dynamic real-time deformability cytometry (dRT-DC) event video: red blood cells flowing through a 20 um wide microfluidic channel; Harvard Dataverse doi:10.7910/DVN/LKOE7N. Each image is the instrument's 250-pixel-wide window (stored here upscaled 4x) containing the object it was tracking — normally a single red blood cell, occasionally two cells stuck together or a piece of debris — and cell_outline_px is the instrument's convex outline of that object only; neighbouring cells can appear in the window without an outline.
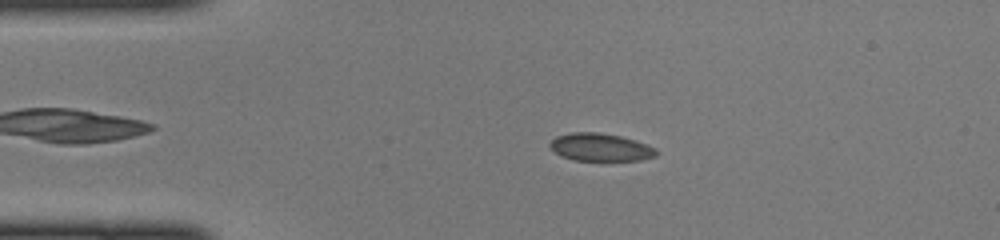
{"species": "common noctule bat (a hibernating species)", "species_latin": "Nyctalus noctula", "temperature_condition": "cold", "stored_images_in_passage": 41, "camera_frame_rate_fps": 3000, "um_per_image_px": 0.085, "animal": {"sex": "female", "body_mass_g": 22.0, "forearm_length_mm": 56.7}, "frame": {"image": 1, "passage_image": 4, "time_ms": 1.0, "image_size_px": [1000, 240], "cell_outline_px": [[660, 152], [656, 156], [640, 160], [572, 160], [556, 152], [548, 144], [556, 136], [572, 132], [596, 132], [620, 136], [636, 140], [648, 144], [656, 148]], "centroid_in_image_um": [51.09, 12.51], "position_along_channel_um": 33.9, "area_um2": 17.17}}
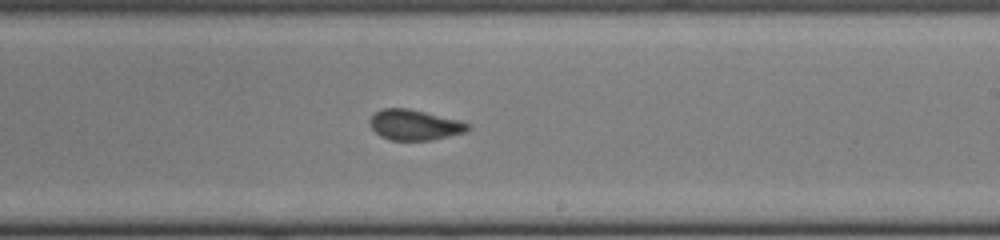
{"frame": {"image": 2, "passage_image": 22, "time_ms": 7.0, "image_size_px": [1000, 240], "cell_outline_px": [[472, 128], [464, 132], [432, 140], [392, 140], [380, 136], [368, 124], [368, 120], [376, 112], [384, 108], [408, 108], [460, 120], [472, 124]], "centroid_in_image_um": [35.25, 10.61], "position_along_channel_um": 253.7, "area_um2": 17.46}}
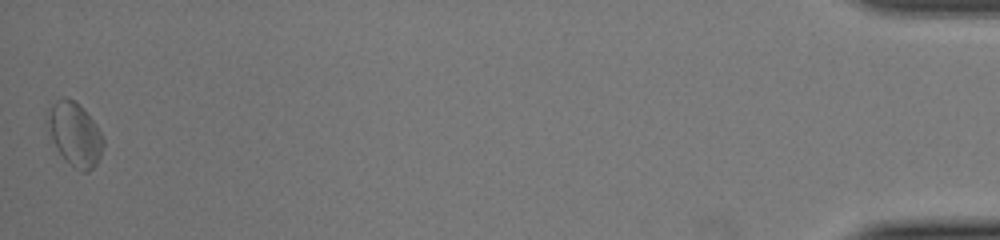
{"frame": {"image": 3, "passage_image": 41, "time_ms": 13.333, "image_size_px": [1000, 240], "cell_outline_px": [[104, 144], [100, 156], [96, 164], [88, 172], [80, 172], [60, 152], [44, 120], [52, 104], [56, 100], [64, 96], [80, 104], [96, 124], [104, 140]], "centroid_in_image_um": [6.37, 11.36], "position_along_channel_um": 428.8, "area_um2": 20.29}}